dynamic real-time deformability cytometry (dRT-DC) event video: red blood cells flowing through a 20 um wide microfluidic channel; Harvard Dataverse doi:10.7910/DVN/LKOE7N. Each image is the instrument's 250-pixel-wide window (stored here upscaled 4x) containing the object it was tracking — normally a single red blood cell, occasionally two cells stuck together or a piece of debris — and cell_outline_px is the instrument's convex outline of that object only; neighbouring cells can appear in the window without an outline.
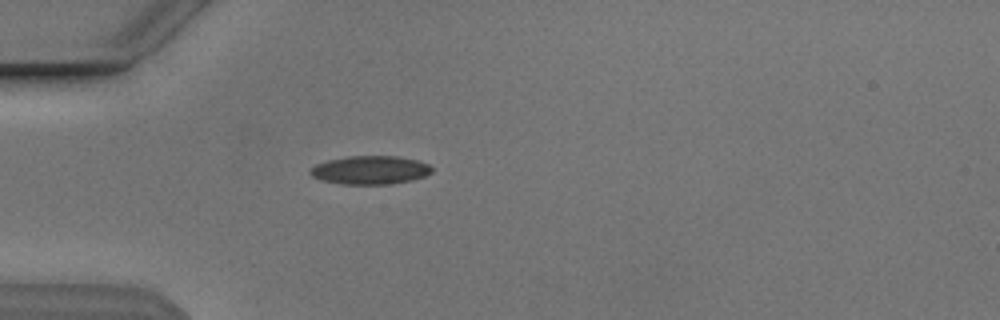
{"species": "Egyptian fruit bat (a non-hibernating species)", "species_latin": "Rousettus aegyptiacus", "temperature_condition": "cold", "stored_images_in_passage": 39, "camera_frame_rate_fps": 3000, "um_per_image_px": 0.085, "animal": {"sex": "male"}, "frame": {"image": 1, "passage_image": 1, "time_ms": 0.0, "image_size_px": [1000, 320], "cell_outline_px": [[432, 172], [424, 176], [412, 180], [392, 184], [340, 184], [320, 180], [312, 176], [308, 172], [308, 168], [316, 164], [328, 160], [348, 156], [396, 156], [416, 160], [428, 164], [432, 168]], "centroid_in_image_um": [31.42, 14.46], "position_along_channel_um": 53.6, "area_um2": 20.29}}
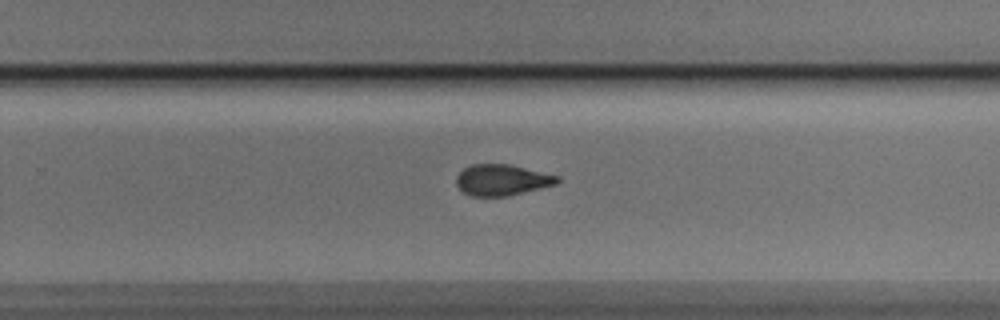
{"frame": {"image": 2, "passage_image": 20, "time_ms": 6.333, "image_size_px": [1000, 320], "cell_outline_px": [[560, 180], [556, 184], [508, 196], [472, 196], [464, 192], [456, 184], [456, 176], [464, 168], [472, 164], [508, 164], [560, 176]], "centroid_in_image_um": [42.66, 15.29], "position_along_channel_um": 287.1, "area_um2": 18.15}}
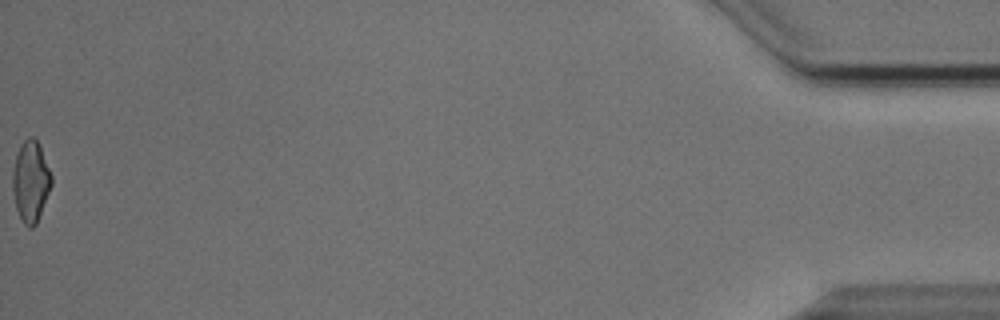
{"frame": {"image": 3, "passage_image": 39, "time_ms": 12.667, "image_size_px": [1000, 320], "cell_outline_px": [[52, 184], [36, 224], [32, 228], [28, 228], [24, 224], [16, 208], [12, 188], [12, 172], [16, 156], [20, 144], [28, 136], [36, 136], [40, 144], [52, 176]], "centroid_in_image_um": [2.61, 15.37], "position_along_channel_um": 432.6, "area_um2": 18.5}, "authors_computed_cell_mechanics": {"area_um2": 19.074, "velocity_mm_per_s": 3.8554, "shape_relaxation_time_tau1_ms": 4.1171, "shape_relaxation_time_tau2_ms": 2.0558, "deformation_change_tau1": 0.1273, "deformation_change_tau2": 0.0792}}